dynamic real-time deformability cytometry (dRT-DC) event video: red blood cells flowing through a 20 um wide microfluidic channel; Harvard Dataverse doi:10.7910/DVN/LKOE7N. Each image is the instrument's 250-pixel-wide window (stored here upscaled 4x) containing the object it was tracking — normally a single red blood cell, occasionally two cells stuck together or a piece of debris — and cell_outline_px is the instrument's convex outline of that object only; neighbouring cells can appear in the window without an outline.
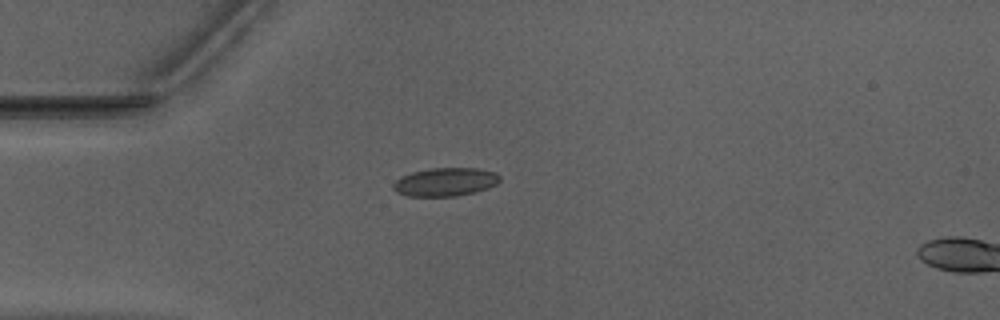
{"species": "Egyptian fruit bat (a non-hibernating species)", "species_latin": "Rousettus aegyptiacus", "temperature_condition": "warm", "stored_images_in_passage": 3, "camera_frame_rate_fps": 3000, "um_per_image_px": 0.085, "animal": {"sex": "male"}, "frame": {"image": 1, "passage_image": 1, "time_ms": 0.0, "image_size_px": [1000, 320], "cell_outline_px": [[500, 180], [496, 184], [488, 188], [476, 192], [456, 196], [408, 196], [396, 192], [392, 188], [392, 184], [400, 176], [412, 172], [432, 168], [476, 168], [496, 172], [500, 176]], "centroid_in_image_um": [37.84, 15.46], "position_along_channel_um": 47.2, "area_um2": 17.74}}